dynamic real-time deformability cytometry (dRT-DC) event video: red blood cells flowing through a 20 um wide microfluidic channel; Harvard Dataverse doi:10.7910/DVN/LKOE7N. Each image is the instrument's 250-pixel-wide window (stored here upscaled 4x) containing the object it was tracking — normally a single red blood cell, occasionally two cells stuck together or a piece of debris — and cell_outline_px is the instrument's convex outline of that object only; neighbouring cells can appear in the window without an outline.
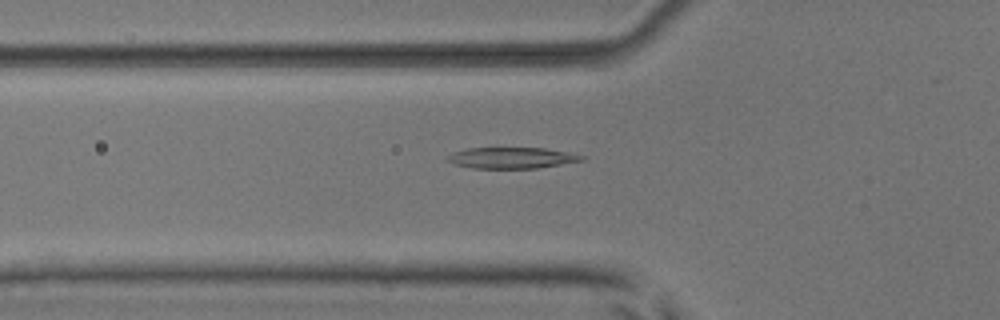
{"species": "common noctule bat (a hibernating species)", "species_latin": "Nyctalus noctula", "temperature_condition": "room temperature", "stored_images_in_passage": 25, "camera_frame_rate_fps": 3000, "um_per_image_px": 0.085, "animal": {"sex": "male", "body_mass_g": 17.9, "forearm_length_mm": 54.2}, "frame": {"image": 1, "passage_image": 5, "time_ms": 1.333, "image_size_px": [1000, 320], "cell_outline_px": [[584, 160], [536, 168], [472, 168], [452, 164], [444, 160], [444, 156], [464, 148], [544, 148], [568, 152], [584, 156]], "centroid_in_image_um": [43.39, 13.41], "position_along_channel_um": 82.4, "area_um2": 16.59}}
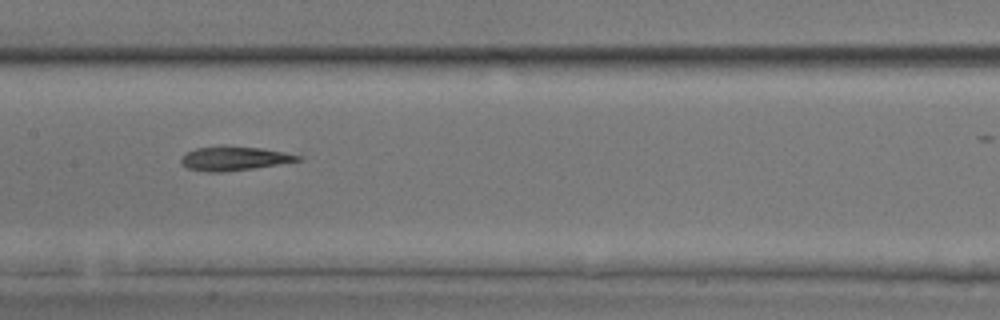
{"frame": {"image": 2, "passage_image": 13, "time_ms": 4.0, "image_size_px": [1000, 320], "cell_outline_px": [[304, 160], [252, 168], [224, 172], [204, 172], [188, 168], [180, 160], [180, 156], [184, 152], [196, 148], [224, 144], [264, 148], [304, 156]], "centroid_in_image_um": [19.9, 13.44], "position_along_channel_um": 187.5, "area_um2": 16.88}}
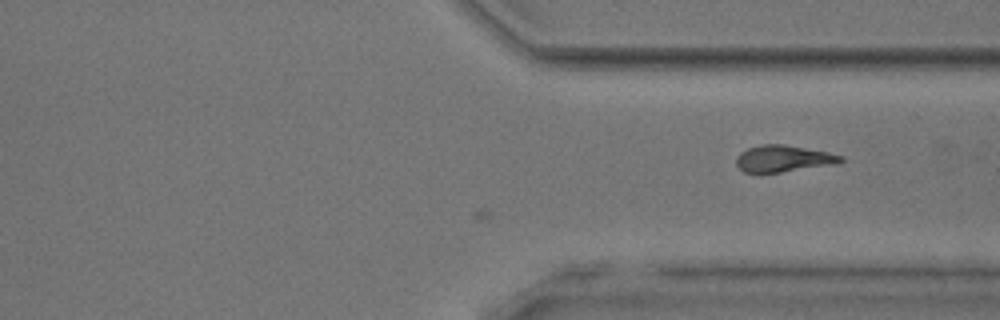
{"frame": {"image": 3, "passage_image": 25, "time_ms": 8.0, "image_size_px": [1000, 320], "cell_outline_px": [[844, 160], [840, 164], [760, 176], [744, 172], [736, 164], [736, 156], [740, 152], [748, 148], [760, 144], [784, 144], [828, 152], [844, 156]], "centroid_in_image_um": [66.58, 13.53], "position_along_channel_um": 344.8, "area_um2": 17.17}}